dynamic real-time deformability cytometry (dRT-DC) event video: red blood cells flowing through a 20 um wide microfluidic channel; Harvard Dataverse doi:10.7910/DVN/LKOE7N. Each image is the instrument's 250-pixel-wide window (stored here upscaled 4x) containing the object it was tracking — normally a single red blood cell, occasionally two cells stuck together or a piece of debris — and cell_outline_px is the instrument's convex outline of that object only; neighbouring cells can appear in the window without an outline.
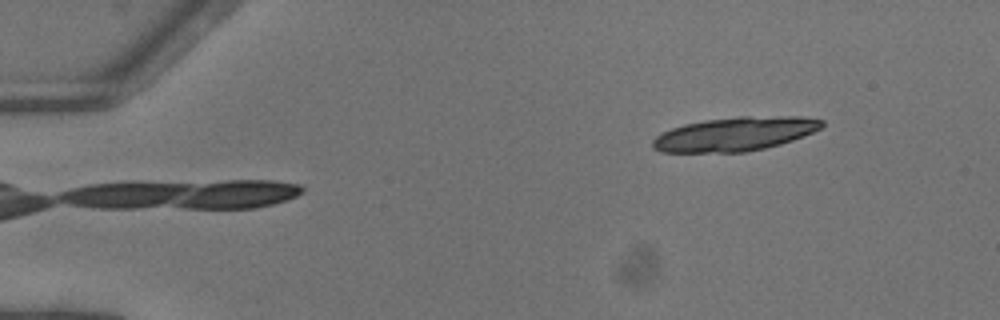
{"species": "common noctule bat (a hibernating species)", "species_latin": "Nyctalus noctula", "temperature_condition": "warm", "stored_images_in_passage": 13, "camera_frame_rate_fps": 3000, "um_per_image_px": 0.085, "animal": {"sex": "female"}, "frame": {"image": 1, "passage_image": 1, "time_ms": 0.0, "image_size_px": [1000, 320], "cell_outline_px": [[824, 124], [820, 128], [812, 132], [792, 140], [780, 144], [764, 148], [744, 152], [660, 152], [652, 148], [652, 140], [656, 136], [672, 128], [684, 124], [704, 120], [736, 116], [800, 116], [824, 120]], "centroid_in_image_um": [62.46, 11.38], "position_along_channel_um": 22.5, "area_um2": 33.41}}